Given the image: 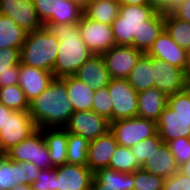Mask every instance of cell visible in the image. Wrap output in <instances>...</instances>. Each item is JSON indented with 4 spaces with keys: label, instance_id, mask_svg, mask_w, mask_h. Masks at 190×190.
I'll list each match as a JSON object with an SVG mask.
<instances>
[{
    "label": "cell",
    "instance_id": "obj_55",
    "mask_svg": "<svg viewBox=\"0 0 190 190\" xmlns=\"http://www.w3.org/2000/svg\"><path fill=\"white\" fill-rule=\"evenodd\" d=\"M4 157V152L0 149V160Z\"/></svg>",
    "mask_w": 190,
    "mask_h": 190
},
{
    "label": "cell",
    "instance_id": "obj_6",
    "mask_svg": "<svg viewBox=\"0 0 190 190\" xmlns=\"http://www.w3.org/2000/svg\"><path fill=\"white\" fill-rule=\"evenodd\" d=\"M36 15L45 24H77L84 10L68 0H33Z\"/></svg>",
    "mask_w": 190,
    "mask_h": 190
},
{
    "label": "cell",
    "instance_id": "obj_47",
    "mask_svg": "<svg viewBox=\"0 0 190 190\" xmlns=\"http://www.w3.org/2000/svg\"><path fill=\"white\" fill-rule=\"evenodd\" d=\"M12 111L13 110H11L9 107H6L0 103V132L7 121V116H9Z\"/></svg>",
    "mask_w": 190,
    "mask_h": 190
},
{
    "label": "cell",
    "instance_id": "obj_16",
    "mask_svg": "<svg viewBox=\"0 0 190 190\" xmlns=\"http://www.w3.org/2000/svg\"><path fill=\"white\" fill-rule=\"evenodd\" d=\"M56 190H90L94 173L81 165L64 164L56 167Z\"/></svg>",
    "mask_w": 190,
    "mask_h": 190
},
{
    "label": "cell",
    "instance_id": "obj_45",
    "mask_svg": "<svg viewBox=\"0 0 190 190\" xmlns=\"http://www.w3.org/2000/svg\"><path fill=\"white\" fill-rule=\"evenodd\" d=\"M173 15L183 21L190 23V0H184L180 8H178Z\"/></svg>",
    "mask_w": 190,
    "mask_h": 190
},
{
    "label": "cell",
    "instance_id": "obj_19",
    "mask_svg": "<svg viewBox=\"0 0 190 190\" xmlns=\"http://www.w3.org/2000/svg\"><path fill=\"white\" fill-rule=\"evenodd\" d=\"M157 132L164 143L182 137L190 138V118L178 115L166 105L157 122Z\"/></svg>",
    "mask_w": 190,
    "mask_h": 190
},
{
    "label": "cell",
    "instance_id": "obj_7",
    "mask_svg": "<svg viewBox=\"0 0 190 190\" xmlns=\"http://www.w3.org/2000/svg\"><path fill=\"white\" fill-rule=\"evenodd\" d=\"M110 131L120 146L131 148L157 133V123L141 117L121 119L110 123Z\"/></svg>",
    "mask_w": 190,
    "mask_h": 190
},
{
    "label": "cell",
    "instance_id": "obj_26",
    "mask_svg": "<svg viewBox=\"0 0 190 190\" xmlns=\"http://www.w3.org/2000/svg\"><path fill=\"white\" fill-rule=\"evenodd\" d=\"M102 189L109 190H134L133 173H122L110 168L99 169L93 177Z\"/></svg>",
    "mask_w": 190,
    "mask_h": 190
},
{
    "label": "cell",
    "instance_id": "obj_38",
    "mask_svg": "<svg viewBox=\"0 0 190 190\" xmlns=\"http://www.w3.org/2000/svg\"><path fill=\"white\" fill-rule=\"evenodd\" d=\"M20 62L21 53L19 48L0 49V74L20 73Z\"/></svg>",
    "mask_w": 190,
    "mask_h": 190
},
{
    "label": "cell",
    "instance_id": "obj_48",
    "mask_svg": "<svg viewBox=\"0 0 190 190\" xmlns=\"http://www.w3.org/2000/svg\"><path fill=\"white\" fill-rule=\"evenodd\" d=\"M178 172L190 178V159L179 165Z\"/></svg>",
    "mask_w": 190,
    "mask_h": 190
},
{
    "label": "cell",
    "instance_id": "obj_24",
    "mask_svg": "<svg viewBox=\"0 0 190 190\" xmlns=\"http://www.w3.org/2000/svg\"><path fill=\"white\" fill-rule=\"evenodd\" d=\"M50 159L54 167L66 164L68 132L64 128H42Z\"/></svg>",
    "mask_w": 190,
    "mask_h": 190
},
{
    "label": "cell",
    "instance_id": "obj_30",
    "mask_svg": "<svg viewBox=\"0 0 190 190\" xmlns=\"http://www.w3.org/2000/svg\"><path fill=\"white\" fill-rule=\"evenodd\" d=\"M165 31L174 42L184 50L190 48V23L176 18L173 14L165 15Z\"/></svg>",
    "mask_w": 190,
    "mask_h": 190
},
{
    "label": "cell",
    "instance_id": "obj_28",
    "mask_svg": "<svg viewBox=\"0 0 190 190\" xmlns=\"http://www.w3.org/2000/svg\"><path fill=\"white\" fill-rule=\"evenodd\" d=\"M119 2L91 0L84 9V16L88 19L112 25L119 15Z\"/></svg>",
    "mask_w": 190,
    "mask_h": 190
},
{
    "label": "cell",
    "instance_id": "obj_31",
    "mask_svg": "<svg viewBox=\"0 0 190 190\" xmlns=\"http://www.w3.org/2000/svg\"><path fill=\"white\" fill-rule=\"evenodd\" d=\"M90 141L68 132L66 164L86 166Z\"/></svg>",
    "mask_w": 190,
    "mask_h": 190
},
{
    "label": "cell",
    "instance_id": "obj_51",
    "mask_svg": "<svg viewBox=\"0 0 190 190\" xmlns=\"http://www.w3.org/2000/svg\"><path fill=\"white\" fill-rule=\"evenodd\" d=\"M9 190H33L32 185L27 184H17L16 186H13Z\"/></svg>",
    "mask_w": 190,
    "mask_h": 190
},
{
    "label": "cell",
    "instance_id": "obj_14",
    "mask_svg": "<svg viewBox=\"0 0 190 190\" xmlns=\"http://www.w3.org/2000/svg\"><path fill=\"white\" fill-rule=\"evenodd\" d=\"M0 14L12 18L28 33L43 26L36 15L33 0H0Z\"/></svg>",
    "mask_w": 190,
    "mask_h": 190
},
{
    "label": "cell",
    "instance_id": "obj_34",
    "mask_svg": "<svg viewBox=\"0 0 190 190\" xmlns=\"http://www.w3.org/2000/svg\"><path fill=\"white\" fill-rule=\"evenodd\" d=\"M17 184H21V167L4 155L0 160V190H9Z\"/></svg>",
    "mask_w": 190,
    "mask_h": 190
},
{
    "label": "cell",
    "instance_id": "obj_27",
    "mask_svg": "<svg viewBox=\"0 0 190 190\" xmlns=\"http://www.w3.org/2000/svg\"><path fill=\"white\" fill-rule=\"evenodd\" d=\"M28 32L9 17L0 14V49L19 48L21 50Z\"/></svg>",
    "mask_w": 190,
    "mask_h": 190
},
{
    "label": "cell",
    "instance_id": "obj_12",
    "mask_svg": "<svg viewBox=\"0 0 190 190\" xmlns=\"http://www.w3.org/2000/svg\"><path fill=\"white\" fill-rule=\"evenodd\" d=\"M142 54L133 46L115 45L102 56L111 79H126Z\"/></svg>",
    "mask_w": 190,
    "mask_h": 190
},
{
    "label": "cell",
    "instance_id": "obj_18",
    "mask_svg": "<svg viewBox=\"0 0 190 190\" xmlns=\"http://www.w3.org/2000/svg\"><path fill=\"white\" fill-rule=\"evenodd\" d=\"M19 86L28 101L38 97L54 79L52 72L19 63Z\"/></svg>",
    "mask_w": 190,
    "mask_h": 190
},
{
    "label": "cell",
    "instance_id": "obj_35",
    "mask_svg": "<svg viewBox=\"0 0 190 190\" xmlns=\"http://www.w3.org/2000/svg\"><path fill=\"white\" fill-rule=\"evenodd\" d=\"M92 111L105 117L110 123L113 122V104L107 86L95 90Z\"/></svg>",
    "mask_w": 190,
    "mask_h": 190
},
{
    "label": "cell",
    "instance_id": "obj_49",
    "mask_svg": "<svg viewBox=\"0 0 190 190\" xmlns=\"http://www.w3.org/2000/svg\"><path fill=\"white\" fill-rule=\"evenodd\" d=\"M120 5H145L148 0H119Z\"/></svg>",
    "mask_w": 190,
    "mask_h": 190
},
{
    "label": "cell",
    "instance_id": "obj_20",
    "mask_svg": "<svg viewBox=\"0 0 190 190\" xmlns=\"http://www.w3.org/2000/svg\"><path fill=\"white\" fill-rule=\"evenodd\" d=\"M74 76L94 90L108 86L111 80L104 58L101 54H93L79 68Z\"/></svg>",
    "mask_w": 190,
    "mask_h": 190
},
{
    "label": "cell",
    "instance_id": "obj_50",
    "mask_svg": "<svg viewBox=\"0 0 190 190\" xmlns=\"http://www.w3.org/2000/svg\"><path fill=\"white\" fill-rule=\"evenodd\" d=\"M69 2L78 5L80 8H82L83 10L86 8L87 4L91 1V0H68Z\"/></svg>",
    "mask_w": 190,
    "mask_h": 190
},
{
    "label": "cell",
    "instance_id": "obj_33",
    "mask_svg": "<svg viewBox=\"0 0 190 190\" xmlns=\"http://www.w3.org/2000/svg\"><path fill=\"white\" fill-rule=\"evenodd\" d=\"M0 103L13 111H28L29 101L19 84L0 88Z\"/></svg>",
    "mask_w": 190,
    "mask_h": 190
},
{
    "label": "cell",
    "instance_id": "obj_3",
    "mask_svg": "<svg viewBox=\"0 0 190 190\" xmlns=\"http://www.w3.org/2000/svg\"><path fill=\"white\" fill-rule=\"evenodd\" d=\"M58 39L45 26L27 34L20 50L21 63L53 72L58 55Z\"/></svg>",
    "mask_w": 190,
    "mask_h": 190
},
{
    "label": "cell",
    "instance_id": "obj_56",
    "mask_svg": "<svg viewBox=\"0 0 190 190\" xmlns=\"http://www.w3.org/2000/svg\"><path fill=\"white\" fill-rule=\"evenodd\" d=\"M104 1L119 2V0H104Z\"/></svg>",
    "mask_w": 190,
    "mask_h": 190
},
{
    "label": "cell",
    "instance_id": "obj_52",
    "mask_svg": "<svg viewBox=\"0 0 190 190\" xmlns=\"http://www.w3.org/2000/svg\"><path fill=\"white\" fill-rule=\"evenodd\" d=\"M90 190H109V189H102V184H99L94 178L91 182Z\"/></svg>",
    "mask_w": 190,
    "mask_h": 190
},
{
    "label": "cell",
    "instance_id": "obj_22",
    "mask_svg": "<svg viewBox=\"0 0 190 190\" xmlns=\"http://www.w3.org/2000/svg\"><path fill=\"white\" fill-rule=\"evenodd\" d=\"M167 97L155 87L138 93V117L157 123L167 105Z\"/></svg>",
    "mask_w": 190,
    "mask_h": 190
},
{
    "label": "cell",
    "instance_id": "obj_25",
    "mask_svg": "<svg viewBox=\"0 0 190 190\" xmlns=\"http://www.w3.org/2000/svg\"><path fill=\"white\" fill-rule=\"evenodd\" d=\"M126 79L138 93L153 88L154 68H152V57L143 53Z\"/></svg>",
    "mask_w": 190,
    "mask_h": 190
},
{
    "label": "cell",
    "instance_id": "obj_41",
    "mask_svg": "<svg viewBox=\"0 0 190 190\" xmlns=\"http://www.w3.org/2000/svg\"><path fill=\"white\" fill-rule=\"evenodd\" d=\"M56 175V167L41 170L32 184L33 190H56Z\"/></svg>",
    "mask_w": 190,
    "mask_h": 190
},
{
    "label": "cell",
    "instance_id": "obj_1",
    "mask_svg": "<svg viewBox=\"0 0 190 190\" xmlns=\"http://www.w3.org/2000/svg\"><path fill=\"white\" fill-rule=\"evenodd\" d=\"M29 114L37 128H64L74 113L63 78H54L50 85L29 101Z\"/></svg>",
    "mask_w": 190,
    "mask_h": 190
},
{
    "label": "cell",
    "instance_id": "obj_43",
    "mask_svg": "<svg viewBox=\"0 0 190 190\" xmlns=\"http://www.w3.org/2000/svg\"><path fill=\"white\" fill-rule=\"evenodd\" d=\"M163 190H190V178L177 172L165 179Z\"/></svg>",
    "mask_w": 190,
    "mask_h": 190
},
{
    "label": "cell",
    "instance_id": "obj_15",
    "mask_svg": "<svg viewBox=\"0 0 190 190\" xmlns=\"http://www.w3.org/2000/svg\"><path fill=\"white\" fill-rule=\"evenodd\" d=\"M146 54L156 60L182 68L187 75L186 50L177 45L165 29L153 42Z\"/></svg>",
    "mask_w": 190,
    "mask_h": 190
},
{
    "label": "cell",
    "instance_id": "obj_42",
    "mask_svg": "<svg viewBox=\"0 0 190 190\" xmlns=\"http://www.w3.org/2000/svg\"><path fill=\"white\" fill-rule=\"evenodd\" d=\"M183 2L184 0H148V5L157 13L171 15L181 7Z\"/></svg>",
    "mask_w": 190,
    "mask_h": 190
},
{
    "label": "cell",
    "instance_id": "obj_10",
    "mask_svg": "<svg viewBox=\"0 0 190 190\" xmlns=\"http://www.w3.org/2000/svg\"><path fill=\"white\" fill-rule=\"evenodd\" d=\"M37 129L29 111H12L0 132V149L5 153Z\"/></svg>",
    "mask_w": 190,
    "mask_h": 190
},
{
    "label": "cell",
    "instance_id": "obj_21",
    "mask_svg": "<svg viewBox=\"0 0 190 190\" xmlns=\"http://www.w3.org/2000/svg\"><path fill=\"white\" fill-rule=\"evenodd\" d=\"M178 167L169 146L164 143L162 146H155L154 151L141 166V169L166 179L177 173Z\"/></svg>",
    "mask_w": 190,
    "mask_h": 190
},
{
    "label": "cell",
    "instance_id": "obj_36",
    "mask_svg": "<svg viewBox=\"0 0 190 190\" xmlns=\"http://www.w3.org/2000/svg\"><path fill=\"white\" fill-rule=\"evenodd\" d=\"M134 190H163L165 179L141 168L133 172Z\"/></svg>",
    "mask_w": 190,
    "mask_h": 190
},
{
    "label": "cell",
    "instance_id": "obj_2",
    "mask_svg": "<svg viewBox=\"0 0 190 190\" xmlns=\"http://www.w3.org/2000/svg\"><path fill=\"white\" fill-rule=\"evenodd\" d=\"M45 27L58 39L59 50L53 76L64 78L73 76L93 55L80 36L77 24H45Z\"/></svg>",
    "mask_w": 190,
    "mask_h": 190
},
{
    "label": "cell",
    "instance_id": "obj_23",
    "mask_svg": "<svg viewBox=\"0 0 190 190\" xmlns=\"http://www.w3.org/2000/svg\"><path fill=\"white\" fill-rule=\"evenodd\" d=\"M63 79L65 80L69 101L72 103L74 112L92 110L95 90L74 75Z\"/></svg>",
    "mask_w": 190,
    "mask_h": 190
},
{
    "label": "cell",
    "instance_id": "obj_40",
    "mask_svg": "<svg viewBox=\"0 0 190 190\" xmlns=\"http://www.w3.org/2000/svg\"><path fill=\"white\" fill-rule=\"evenodd\" d=\"M178 166L190 159V138H177L167 143Z\"/></svg>",
    "mask_w": 190,
    "mask_h": 190
},
{
    "label": "cell",
    "instance_id": "obj_5",
    "mask_svg": "<svg viewBox=\"0 0 190 190\" xmlns=\"http://www.w3.org/2000/svg\"><path fill=\"white\" fill-rule=\"evenodd\" d=\"M4 155L11 161L31 162L40 170L55 168L52 165L41 128H37L19 144L12 146Z\"/></svg>",
    "mask_w": 190,
    "mask_h": 190
},
{
    "label": "cell",
    "instance_id": "obj_13",
    "mask_svg": "<svg viewBox=\"0 0 190 190\" xmlns=\"http://www.w3.org/2000/svg\"><path fill=\"white\" fill-rule=\"evenodd\" d=\"M152 68H154V87L167 96L186 89L188 76L182 68L156 60L153 57Z\"/></svg>",
    "mask_w": 190,
    "mask_h": 190
},
{
    "label": "cell",
    "instance_id": "obj_53",
    "mask_svg": "<svg viewBox=\"0 0 190 190\" xmlns=\"http://www.w3.org/2000/svg\"><path fill=\"white\" fill-rule=\"evenodd\" d=\"M187 54V76L190 77V48L186 51Z\"/></svg>",
    "mask_w": 190,
    "mask_h": 190
},
{
    "label": "cell",
    "instance_id": "obj_37",
    "mask_svg": "<svg viewBox=\"0 0 190 190\" xmlns=\"http://www.w3.org/2000/svg\"><path fill=\"white\" fill-rule=\"evenodd\" d=\"M164 141L159 136L158 132L145 140L135 144L130 149L138 160V164L141 167L151 153L154 151L155 146H162Z\"/></svg>",
    "mask_w": 190,
    "mask_h": 190
},
{
    "label": "cell",
    "instance_id": "obj_32",
    "mask_svg": "<svg viewBox=\"0 0 190 190\" xmlns=\"http://www.w3.org/2000/svg\"><path fill=\"white\" fill-rule=\"evenodd\" d=\"M109 168L122 173H133L141 167L130 148L118 145L112 155Z\"/></svg>",
    "mask_w": 190,
    "mask_h": 190
},
{
    "label": "cell",
    "instance_id": "obj_54",
    "mask_svg": "<svg viewBox=\"0 0 190 190\" xmlns=\"http://www.w3.org/2000/svg\"><path fill=\"white\" fill-rule=\"evenodd\" d=\"M188 90H189V92H190V77H188V79H187V87H186Z\"/></svg>",
    "mask_w": 190,
    "mask_h": 190
},
{
    "label": "cell",
    "instance_id": "obj_8",
    "mask_svg": "<svg viewBox=\"0 0 190 190\" xmlns=\"http://www.w3.org/2000/svg\"><path fill=\"white\" fill-rule=\"evenodd\" d=\"M107 87L113 104V122L138 116V92L127 79H111Z\"/></svg>",
    "mask_w": 190,
    "mask_h": 190
},
{
    "label": "cell",
    "instance_id": "obj_9",
    "mask_svg": "<svg viewBox=\"0 0 190 190\" xmlns=\"http://www.w3.org/2000/svg\"><path fill=\"white\" fill-rule=\"evenodd\" d=\"M80 36L93 54H103L116 45L112 25L88 19L84 15L77 23Z\"/></svg>",
    "mask_w": 190,
    "mask_h": 190
},
{
    "label": "cell",
    "instance_id": "obj_4",
    "mask_svg": "<svg viewBox=\"0 0 190 190\" xmlns=\"http://www.w3.org/2000/svg\"><path fill=\"white\" fill-rule=\"evenodd\" d=\"M156 11L145 5H120L119 15L112 22L116 45L133 46L140 50V30Z\"/></svg>",
    "mask_w": 190,
    "mask_h": 190
},
{
    "label": "cell",
    "instance_id": "obj_46",
    "mask_svg": "<svg viewBox=\"0 0 190 190\" xmlns=\"http://www.w3.org/2000/svg\"><path fill=\"white\" fill-rule=\"evenodd\" d=\"M19 84V73L0 74V88Z\"/></svg>",
    "mask_w": 190,
    "mask_h": 190
},
{
    "label": "cell",
    "instance_id": "obj_39",
    "mask_svg": "<svg viewBox=\"0 0 190 190\" xmlns=\"http://www.w3.org/2000/svg\"><path fill=\"white\" fill-rule=\"evenodd\" d=\"M167 105L173 109L178 115L184 118H190V92L185 90L169 95L167 97Z\"/></svg>",
    "mask_w": 190,
    "mask_h": 190
},
{
    "label": "cell",
    "instance_id": "obj_11",
    "mask_svg": "<svg viewBox=\"0 0 190 190\" xmlns=\"http://www.w3.org/2000/svg\"><path fill=\"white\" fill-rule=\"evenodd\" d=\"M64 129L92 141L110 130V122L92 110L79 111L70 116Z\"/></svg>",
    "mask_w": 190,
    "mask_h": 190
},
{
    "label": "cell",
    "instance_id": "obj_17",
    "mask_svg": "<svg viewBox=\"0 0 190 190\" xmlns=\"http://www.w3.org/2000/svg\"><path fill=\"white\" fill-rule=\"evenodd\" d=\"M119 144L109 130L103 136L90 141L86 166L94 173L99 169L109 168L112 155Z\"/></svg>",
    "mask_w": 190,
    "mask_h": 190
},
{
    "label": "cell",
    "instance_id": "obj_29",
    "mask_svg": "<svg viewBox=\"0 0 190 190\" xmlns=\"http://www.w3.org/2000/svg\"><path fill=\"white\" fill-rule=\"evenodd\" d=\"M165 29V15L155 13L140 30V51L146 53Z\"/></svg>",
    "mask_w": 190,
    "mask_h": 190
},
{
    "label": "cell",
    "instance_id": "obj_44",
    "mask_svg": "<svg viewBox=\"0 0 190 190\" xmlns=\"http://www.w3.org/2000/svg\"><path fill=\"white\" fill-rule=\"evenodd\" d=\"M21 167V185H32L40 173V169L31 162H18Z\"/></svg>",
    "mask_w": 190,
    "mask_h": 190
}]
</instances>
